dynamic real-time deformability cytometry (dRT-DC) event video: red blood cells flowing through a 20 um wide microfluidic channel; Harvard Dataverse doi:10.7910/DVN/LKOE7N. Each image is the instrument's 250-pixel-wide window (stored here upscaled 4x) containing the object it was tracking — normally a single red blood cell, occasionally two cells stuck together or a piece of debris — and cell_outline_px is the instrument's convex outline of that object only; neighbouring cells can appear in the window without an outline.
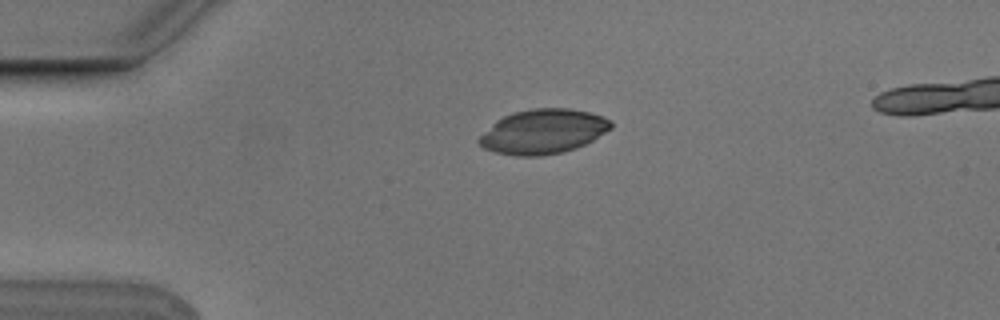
{"species": "Egyptian fruit bat (a non-hibernating species)", "species_latin": "Rousettus aegyptiacus", "temperature_condition": "cold", "stored_images_in_passage": 4, "camera_frame_rate_fps": 3000, "um_per_image_px": 0.085, "animal": {"sex": "male"}, "frame": {"image": 1, "passage_image": 2, "time_ms": 0.333, "image_size_px": [1000, 320], "cell_outline_px": [[612, 128], [592, 140], [576, 148], [564, 152], [544, 156], [516, 156], [496, 152], [484, 148], [476, 140], [496, 120], [512, 112], [532, 108], [568, 108], [588, 112], [604, 116], [612, 120]], "centroid_in_image_um": [46.17, 11.18], "position_along_channel_um": 38.8, "area_um2": 34.33}}